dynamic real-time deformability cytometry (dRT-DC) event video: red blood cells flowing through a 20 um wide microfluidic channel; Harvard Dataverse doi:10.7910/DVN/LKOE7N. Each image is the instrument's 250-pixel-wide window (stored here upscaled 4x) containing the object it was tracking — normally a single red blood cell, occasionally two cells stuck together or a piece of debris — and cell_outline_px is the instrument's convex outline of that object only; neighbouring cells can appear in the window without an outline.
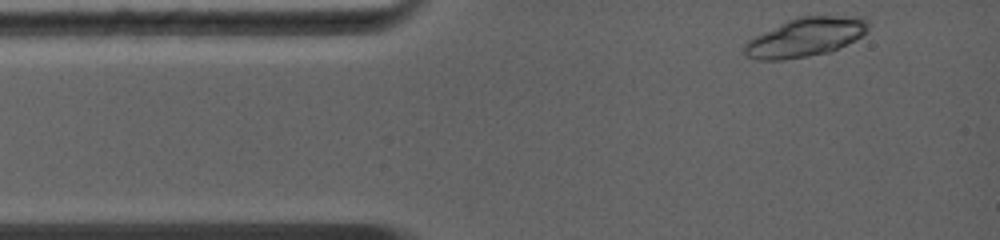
{"species": "common noctule bat (a hibernating species)", "species_latin": "Nyctalus noctula", "temperature_condition": "warm", "stored_images_in_passage": 3, "camera_frame_rate_fps": 5000, "um_per_image_px": 0.085, "animal": {"sex": "female", "body_mass_g": 19.0, "forearm_length_mm": 56.7}, "frame": {"image": 1, "passage_image": 1, "time_ms": 0.0, "image_size_px": [1000, 240], "cell_outline_px": [[868, 32], [856, 40], [828, 52], [808, 56], [784, 60], [756, 60], [744, 56], [744, 44], [748, 40], [796, 16], [860, 16], [868, 20]], "centroid_in_image_um": [68.48, 3.16], "position_along_channel_um": 16.5, "area_um2": 28.09}}